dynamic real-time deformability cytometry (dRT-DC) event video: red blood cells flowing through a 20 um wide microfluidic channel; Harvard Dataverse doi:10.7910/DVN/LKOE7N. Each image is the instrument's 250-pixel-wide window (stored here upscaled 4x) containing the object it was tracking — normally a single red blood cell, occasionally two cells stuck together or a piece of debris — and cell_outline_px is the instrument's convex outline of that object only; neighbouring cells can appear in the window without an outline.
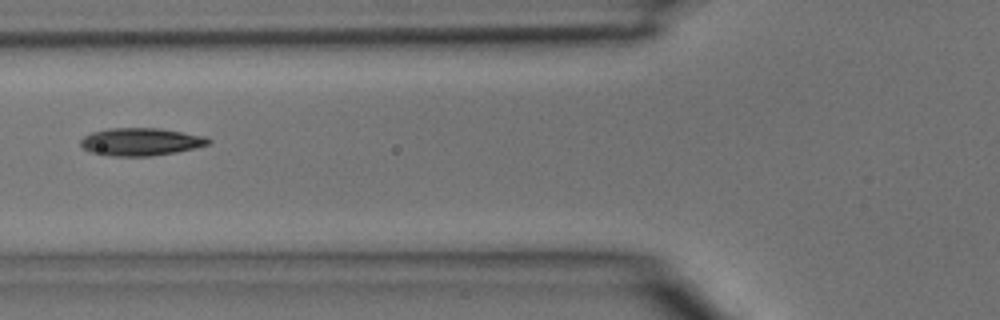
{"species": "common noctule bat (a hibernating species)", "species_latin": "Nyctalus noctula", "temperature_condition": "room temperature", "stored_images_in_passage": 5, "camera_frame_rate_fps": 3000, "um_per_image_px": 0.085, "animal": {"sex": "male", "body_mass_g": 15.6}, "frame": {"image": 1, "passage_image": 5, "time_ms": 1.333, "image_size_px": [1000, 320], "cell_outline_px": [[212, 140], [208, 144], [176, 152], [152, 156], [108, 156], [92, 152], [84, 148], [80, 144], [80, 140], [84, 136], [92, 132], [108, 128], [160, 128], [208, 136]], "centroid_in_image_um": [11.98, 12.04], "position_along_channel_um": 113.8, "area_um2": 20.69}}